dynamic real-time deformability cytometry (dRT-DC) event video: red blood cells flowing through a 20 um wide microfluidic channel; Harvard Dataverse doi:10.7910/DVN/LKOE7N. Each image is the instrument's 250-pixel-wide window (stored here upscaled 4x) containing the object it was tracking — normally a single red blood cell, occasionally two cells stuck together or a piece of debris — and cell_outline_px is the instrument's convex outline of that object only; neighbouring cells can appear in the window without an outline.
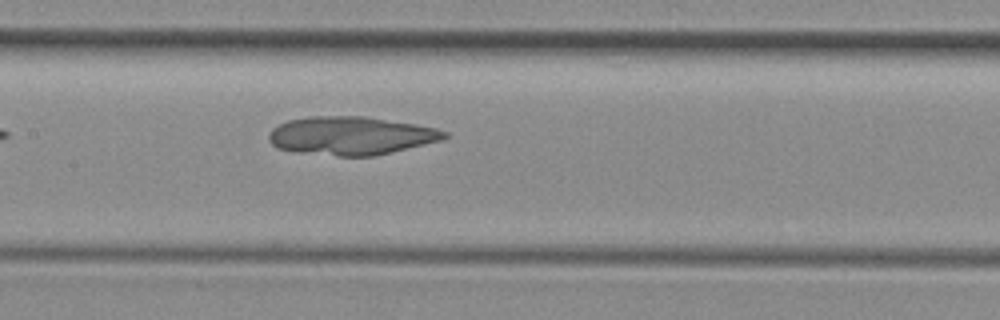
{"species": "common noctule bat (a hibernating species)", "species_latin": "Nyctalus noctula", "temperature_condition": "room temperature", "stored_images_in_passage": 5, "camera_frame_rate_fps": 3000, "um_per_image_px": 0.085, "animal": {"sex": "female", "body_mass_g": 29.2, "forearm_length_mm": 56.3}, "frame": {"image": 1, "passage_image": 5, "time_ms": 1.333, "image_size_px": [1000, 320], "cell_outline_px": [[448, 136], [440, 140], [372, 156], [340, 156], [292, 152], [276, 148], [268, 140], [268, 132], [272, 128], [288, 120], [312, 116], [364, 116], [416, 124], [436, 128], [448, 132]], "centroid_in_image_um": [29.76, 11.53], "position_along_channel_um": 177.6, "area_um2": 39.13}}